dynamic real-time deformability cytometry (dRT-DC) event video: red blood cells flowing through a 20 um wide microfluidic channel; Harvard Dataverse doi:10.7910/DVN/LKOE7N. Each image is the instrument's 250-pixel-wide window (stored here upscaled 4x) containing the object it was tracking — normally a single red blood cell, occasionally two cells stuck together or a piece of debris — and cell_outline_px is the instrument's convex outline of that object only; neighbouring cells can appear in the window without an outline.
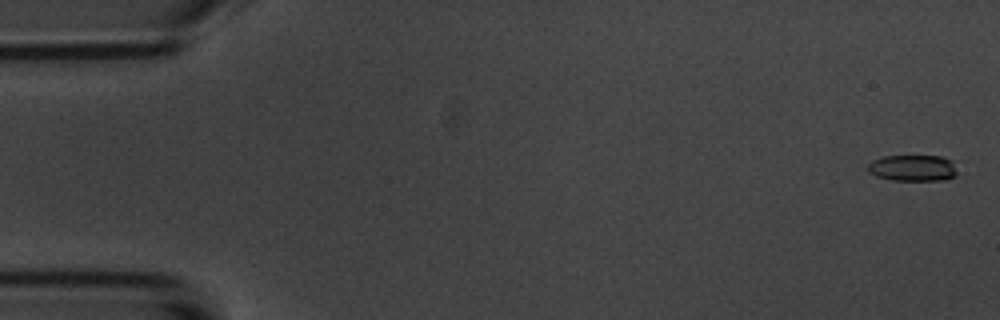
{"species": "common noctule bat (a hibernating species)", "species_latin": "Nyctalus noctula", "temperature_condition": "room temperature", "stored_images_in_passage": 55, "camera_frame_rate_fps": 3000, "um_per_image_px": 0.085, "animal": {"sex": "male", "body_mass_g": 20.1, "forearm_length_mm": 53.5}, "frame": {"image": 1, "passage_image": 2, "time_ms": 0.333, "image_size_px": [1000, 320], "cell_outline_px": [[956, 176], [948, 180], [892, 180], [876, 176], [868, 172], [868, 164], [872, 160], [884, 156], [944, 156], [952, 160], [956, 172]], "centroid_in_image_um": [77.6, 14.28], "position_along_channel_um": 7.4, "area_um2": 13.81}}
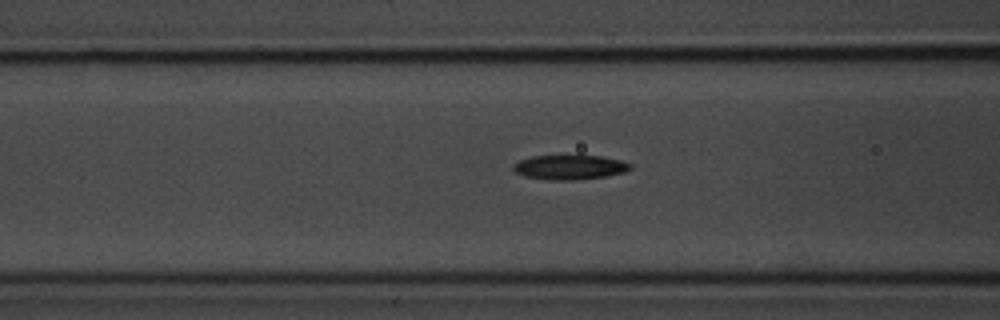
{"frame": {"image": 2, "passage_image": 22, "time_ms": 7.0, "image_size_px": [1000, 320], "cell_outline_px": [[632, 168], [624, 172], [608, 176], [576, 180], [548, 180], [524, 176], [516, 172], [512, 168], [512, 164], [520, 160], [532, 156], [600, 156], [620, 160], [632, 164]], "centroid_in_image_um": [48.42, 14.22], "position_along_channel_um": 118.2, "area_um2": 16.76}}
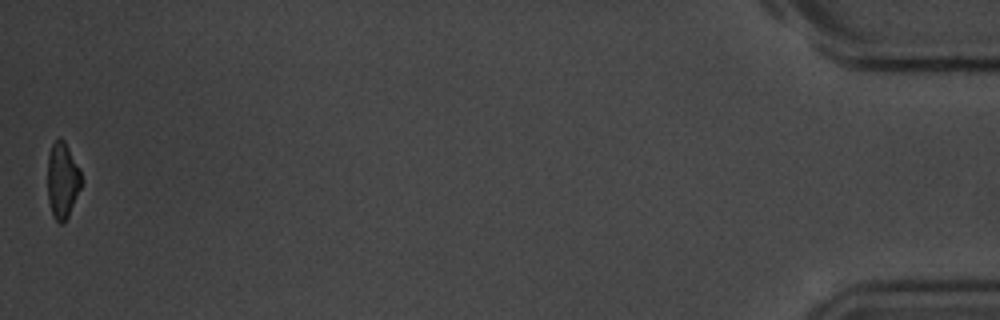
{"frame": {"image": 3, "passage_image": 55, "time_ms": 18.0, "image_size_px": [1000, 320], "cell_outline_px": [[84, 180], [68, 216], [64, 224], [60, 224], [52, 216], [48, 200], [48, 156], [52, 144], [60, 136], [64, 140], [80, 168]], "centroid_in_image_um": [5.33, 15.33], "position_along_channel_um": 429.9, "area_um2": 15.2}, "authors_computed_cell_mechanics": {"area_um2": 16.4152, "velocity_mm_per_s": 3.7111, "shape_relaxation_time_tau1_ms": 3.4706, "shape_relaxation_time_tau2_ms": 4.7362, "deformation_change_tau1": 0.1612, "deformation_change_tau2": 0.1315}}